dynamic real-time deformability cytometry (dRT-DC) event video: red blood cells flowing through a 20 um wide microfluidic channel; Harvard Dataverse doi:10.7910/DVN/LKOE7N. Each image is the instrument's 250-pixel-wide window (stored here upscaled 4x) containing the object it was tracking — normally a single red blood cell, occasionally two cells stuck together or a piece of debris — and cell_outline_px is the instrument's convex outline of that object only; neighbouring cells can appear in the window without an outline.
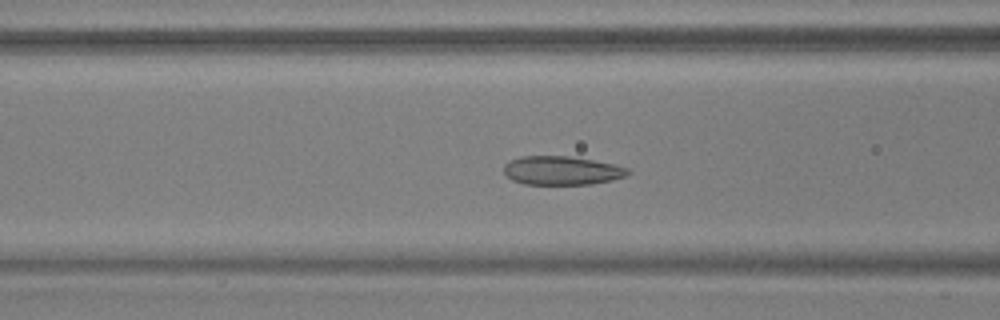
{"species": "common noctule bat (a hibernating species)", "species_latin": "Nyctalus noctula", "temperature_condition": "warm", "stored_images_in_passage": 55, "camera_frame_rate_fps": 3000, "um_per_image_px": 0.085, "animal": {"sex": "male", "body_mass_g": 17.9, "forearm_length_mm": 54.2}, "frame": {"image": 1, "passage_image": 22, "time_ms": 7.0, "image_size_px": [1000, 320], "cell_outline_px": [[632, 172], [628, 176], [612, 180], [592, 184], [524, 184], [512, 180], [504, 172], [504, 164], [508, 160], [520, 156], [568, 156], [616, 164], [628, 168]], "centroid_in_image_um": [47.78, 14.49], "position_along_channel_um": 118.8, "area_um2": 20.98}}
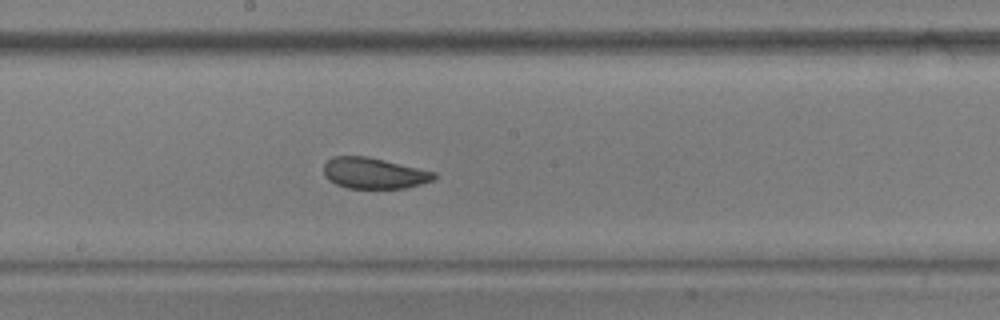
{"frame": {"image": 2, "passage_image": 30, "time_ms": 9.667, "image_size_px": [1000, 320], "cell_outline_px": [[436, 180], [404, 188], [348, 188], [336, 184], [328, 180], [324, 176], [324, 164], [332, 156], [368, 156], [436, 172]], "centroid_in_image_um": [31.78, 14.72], "position_along_channel_um": 216.4, "area_um2": 20.0}}
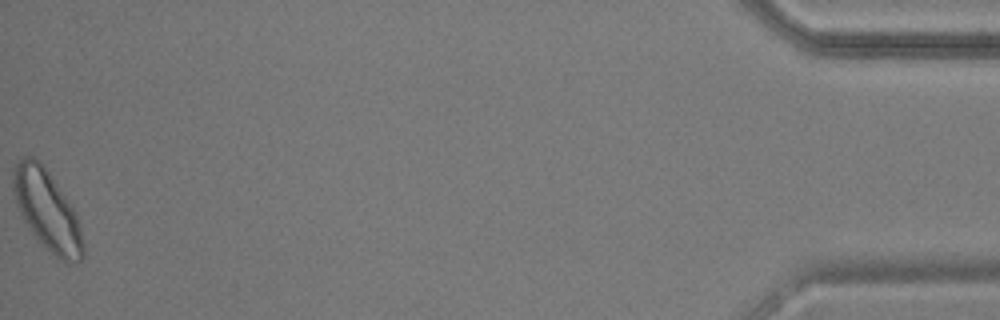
{"frame": {"image": 3, "passage_image": 55, "time_ms": 18.0, "image_size_px": [1000, 320], "cell_outline_px": [[84, 256], [80, 260], [72, 264], [68, 264], [60, 260], [32, 232], [24, 220], [16, 204], [12, 192], [12, 168], [24, 156], [32, 156], [40, 160], [76, 212], [80, 224], [84, 244]], "centroid_in_image_um": [4.01, 17.86], "position_along_channel_um": 431.2, "area_um2": 32.54}, "authors_computed_cell_mechanics": {"area_um2": 22.3686, "velocity_mm_per_s": 3.6619, "shape_relaxation_time_tau1_ms": 3.9183, "shape_relaxation_time_tau2_ms": 1.211, "deformation_change_tau1": 0.1036, "deformation_change_tau2": 0.068}}